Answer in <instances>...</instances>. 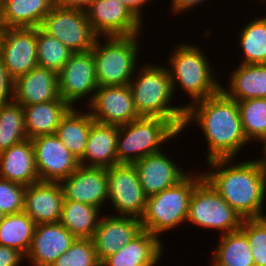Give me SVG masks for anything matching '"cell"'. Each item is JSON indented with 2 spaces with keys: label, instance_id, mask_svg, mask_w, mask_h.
<instances>
[{
  "label": "cell",
  "instance_id": "1",
  "mask_svg": "<svg viewBox=\"0 0 266 266\" xmlns=\"http://www.w3.org/2000/svg\"><path fill=\"white\" fill-rule=\"evenodd\" d=\"M183 129L199 124L207 142V160L234 159L248 140L244 135L238 103L222 90L205 99L185 104ZM237 154V155H236Z\"/></svg>",
  "mask_w": 266,
  "mask_h": 266
},
{
  "label": "cell",
  "instance_id": "2",
  "mask_svg": "<svg viewBox=\"0 0 266 266\" xmlns=\"http://www.w3.org/2000/svg\"><path fill=\"white\" fill-rule=\"evenodd\" d=\"M232 161V158L207 161L211 171L203 172V178L242 219L265 217L262 211L266 196V162L260 158L236 164Z\"/></svg>",
  "mask_w": 266,
  "mask_h": 266
},
{
  "label": "cell",
  "instance_id": "3",
  "mask_svg": "<svg viewBox=\"0 0 266 266\" xmlns=\"http://www.w3.org/2000/svg\"><path fill=\"white\" fill-rule=\"evenodd\" d=\"M136 81L129 82L134 106L140 117H159L169 120L182 132L185 120L184 106H171L173 90L170 74L164 66L142 65ZM134 81V82H133Z\"/></svg>",
  "mask_w": 266,
  "mask_h": 266
},
{
  "label": "cell",
  "instance_id": "4",
  "mask_svg": "<svg viewBox=\"0 0 266 266\" xmlns=\"http://www.w3.org/2000/svg\"><path fill=\"white\" fill-rule=\"evenodd\" d=\"M202 179V173H188L176 185L147 197L144 212L139 219L142 229L159 238L163 232L183 224L188 217L194 188Z\"/></svg>",
  "mask_w": 266,
  "mask_h": 266
},
{
  "label": "cell",
  "instance_id": "5",
  "mask_svg": "<svg viewBox=\"0 0 266 266\" xmlns=\"http://www.w3.org/2000/svg\"><path fill=\"white\" fill-rule=\"evenodd\" d=\"M199 47L186 43L177 45L168 63L173 93L178 84L192 99L191 104L217 94L222 86Z\"/></svg>",
  "mask_w": 266,
  "mask_h": 266
},
{
  "label": "cell",
  "instance_id": "6",
  "mask_svg": "<svg viewBox=\"0 0 266 266\" xmlns=\"http://www.w3.org/2000/svg\"><path fill=\"white\" fill-rule=\"evenodd\" d=\"M139 35L105 36L104 44L98 36L91 51L99 87L129 85L135 78L133 75L139 67Z\"/></svg>",
  "mask_w": 266,
  "mask_h": 266
},
{
  "label": "cell",
  "instance_id": "7",
  "mask_svg": "<svg viewBox=\"0 0 266 266\" xmlns=\"http://www.w3.org/2000/svg\"><path fill=\"white\" fill-rule=\"evenodd\" d=\"M181 132L169 121L159 117H140L118 126L117 164H133L142 158L161 151L162 143L177 137Z\"/></svg>",
  "mask_w": 266,
  "mask_h": 266
},
{
  "label": "cell",
  "instance_id": "8",
  "mask_svg": "<svg viewBox=\"0 0 266 266\" xmlns=\"http://www.w3.org/2000/svg\"><path fill=\"white\" fill-rule=\"evenodd\" d=\"M186 221L224 235L240 230L243 219L203 178L190 198Z\"/></svg>",
  "mask_w": 266,
  "mask_h": 266
},
{
  "label": "cell",
  "instance_id": "9",
  "mask_svg": "<svg viewBox=\"0 0 266 266\" xmlns=\"http://www.w3.org/2000/svg\"><path fill=\"white\" fill-rule=\"evenodd\" d=\"M76 52H88L94 47L98 35L87 20L86 12L66 9L55 4L43 18L39 27Z\"/></svg>",
  "mask_w": 266,
  "mask_h": 266
},
{
  "label": "cell",
  "instance_id": "10",
  "mask_svg": "<svg viewBox=\"0 0 266 266\" xmlns=\"http://www.w3.org/2000/svg\"><path fill=\"white\" fill-rule=\"evenodd\" d=\"M108 200L119 213L118 216H131L140 219L147 196L139 181L133 164L119 163L107 168Z\"/></svg>",
  "mask_w": 266,
  "mask_h": 266
},
{
  "label": "cell",
  "instance_id": "11",
  "mask_svg": "<svg viewBox=\"0 0 266 266\" xmlns=\"http://www.w3.org/2000/svg\"><path fill=\"white\" fill-rule=\"evenodd\" d=\"M98 87L92 51L73 53L58 72L59 96L71 107L88 95L90 103Z\"/></svg>",
  "mask_w": 266,
  "mask_h": 266
},
{
  "label": "cell",
  "instance_id": "12",
  "mask_svg": "<svg viewBox=\"0 0 266 266\" xmlns=\"http://www.w3.org/2000/svg\"><path fill=\"white\" fill-rule=\"evenodd\" d=\"M31 141L40 181L61 182L80 166L79 160L55 134L40 135Z\"/></svg>",
  "mask_w": 266,
  "mask_h": 266
},
{
  "label": "cell",
  "instance_id": "13",
  "mask_svg": "<svg viewBox=\"0 0 266 266\" xmlns=\"http://www.w3.org/2000/svg\"><path fill=\"white\" fill-rule=\"evenodd\" d=\"M36 28H4L0 32V56L15 80L38 66Z\"/></svg>",
  "mask_w": 266,
  "mask_h": 266
},
{
  "label": "cell",
  "instance_id": "14",
  "mask_svg": "<svg viewBox=\"0 0 266 266\" xmlns=\"http://www.w3.org/2000/svg\"><path fill=\"white\" fill-rule=\"evenodd\" d=\"M88 105L91 117L101 124L122 126L140 118L129 85L98 87Z\"/></svg>",
  "mask_w": 266,
  "mask_h": 266
},
{
  "label": "cell",
  "instance_id": "15",
  "mask_svg": "<svg viewBox=\"0 0 266 266\" xmlns=\"http://www.w3.org/2000/svg\"><path fill=\"white\" fill-rule=\"evenodd\" d=\"M85 12L92 29L100 38L130 36L142 31L143 23L118 0H96Z\"/></svg>",
  "mask_w": 266,
  "mask_h": 266
},
{
  "label": "cell",
  "instance_id": "16",
  "mask_svg": "<svg viewBox=\"0 0 266 266\" xmlns=\"http://www.w3.org/2000/svg\"><path fill=\"white\" fill-rule=\"evenodd\" d=\"M60 184L64 200L89 204L99 209L108 200L107 168L80 165Z\"/></svg>",
  "mask_w": 266,
  "mask_h": 266
},
{
  "label": "cell",
  "instance_id": "17",
  "mask_svg": "<svg viewBox=\"0 0 266 266\" xmlns=\"http://www.w3.org/2000/svg\"><path fill=\"white\" fill-rule=\"evenodd\" d=\"M75 237L60 223L36 224L25 259L31 266H50L65 253Z\"/></svg>",
  "mask_w": 266,
  "mask_h": 266
},
{
  "label": "cell",
  "instance_id": "18",
  "mask_svg": "<svg viewBox=\"0 0 266 266\" xmlns=\"http://www.w3.org/2000/svg\"><path fill=\"white\" fill-rule=\"evenodd\" d=\"M142 230L138 218L103 215L92 238L100 264L120 247L131 242Z\"/></svg>",
  "mask_w": 266,
  "mask_h": 266
},
{
  "label": "cell",
  "instance_id": "19",
  "mask_svg": "<svg viewBox=\"0 0 266 266\" xmlns=\"http://www.w3.org/2000/svg\"><path fill=\"white\" fill-rule=\"evenodd\" d=\"M162 151L150 154L133 163L147 197L176 185L188 174V171L182 170Z\"/></svg>",
  "mask_w": 266,
  "mask_h": 266
},
{
  "label": "cell",
  "instance_id": "20",
  "mask_svg": "<svg viewBox=\"0 0 266 266\" xmlns=\"http://www.w3.org/2000/svg\"><path fill=\"white\" fill-rule=\"evenodd\" d=\"M64 194L60 182L39 181L26 186L23 211L36 223H57Z\"/></svg>",
  "mask_w": 266,
  "mask_h": 266
},
{
  "label": "cell",
  "instance_id": "21",
  "mask_svg": "<svg viewBox=\"0 0 266 266\" xmlns=\"http://www.w3.org/2000/svg\"><path fill=\"white\" fill-rule=\"evenodd\" d=\"M13 87V100L22 106L50 102L60 97L58 73L40 66L17 77Z\"/></svg>",
  "mask_w": 266,
  "mask_h": 266
},
{
  "label": "cell",
  "instance_id": "22",
  "mask_svg": "<svg viewBox=\"0 0 266 266\" xmlns=\"http://www.w3.org/2000/svg\"><path fill=\"white\" fill-rule=\"evenodd\" d=\"M0 178L29 186L39 182L31 139L0 153Z\"/></svg>",
  "mask_w": 266,
  "mask_h": 266
},
{
  "label": "cell",
  "instance_id": "23",
  "mask_svg": "<svg viewBox=\"0 0 266 266\" xmlns=\"http://www.w3.org/2000/svg\"><path fill=\"white\" fill-rule=\"evenodd\" d=\"M118 126L94 122L88 135L83 158L85 167L109 168L117 164Z\"/></svg>",
  "mask_w": 266,
  "mask_h": 266
},
{
  "label": "cell",
  "instance_id": "24",
  "mask_svg": "<svg viewBox=\"0 0 266 266\" xmlns=\"http://www.w3.org/2000/svg\"><path fill=\"white\" fill-rule=\"evenodd\" d=\"M163 253L160 238L142 230L131 242L107 257L100 266H144Z\"/></svg>",
  "mask_w": 266,
  "mask_h": 266
},
{
  "label": "cell",
  "instance_id": "25",
  "mask_svg": "<svg viewBox=\"0 0 266 266\" xmlns=\"http://www.w3.org/2000/svg\"><path fill=\"white\" fill-rule=\"evenodd\" d=\"M71 108L61 97L50 102L23 105L27 139L55 134L61 119Z\"/></svg>",
  "mask_w": 266,
  "mask_h": 266
},
{
  "label": "cell",
  "instance_id": "26",
  "mask_svg": "<svg viewBox=\"0 0 266 266\" xmlns=\"http://www.w3.org/2000/svg\"><path fill=\"white\" fill-rule=\"evenodd\" d=\"M56 0H1L4 28H37Z\"/></svg>",
  "mask_w": 266,
  "mask_h": 266
},
{
  "label": "cell",
  "instance_id": "27",
  "mask_svg": "<svg viewBox=\"0 0 266 266\" xmlns=\"http://www.w3.org/2000/svg\"><path fill=\"white\" fill-rule=\"evenodd\" d=\"M229 87L221 90L231 99L266 98V64H240L229 80Z\"/></svg>",
  "mask_w": 266,
  "mask_h": 266
},
{
  "label": "cell",
  "instance_id": "28",
  "mask_svg": "<svg viewBox=\"0 0 266 266\" xmlns=\"http://www.w3.org/2000/svg\"><path fill=\"white\" fill-rule=\"evenodd\" d=\"M94 122L90 112L80 113L77 108L72 107L56 128L55 135L79 161L83 158L90 128Z\"/></svg>",
  "mask_w": 266,
  "mask_h": 266
},
{
  "label": "cell",
  "instance_id": "29",
  "mask_svg": "<svg viewBox=\"0 0 266 266\" xmlns=\"http://www.w3.org/2000/svg\"><path fill=\"white\" fill-rule=\"evenodd\" d=\"M100 210L89 204L64 200L59 222L75 238L92 239L100 221Z\"/></svg>",
  "mask_w": 266,
  "mask_h": 266
},
{
  "label": "cell",
  "instance_id": "30",
  "mask_svg": "<svg viewBox=\"0 0 266 266\" xmlns=\"http://www.w3.org/2000/svg\"><path fill=\"white\" fill-rule=\"evenodd\" d=\"M220 236L213 266H255L249 241L241 230Z\"/></svg>",
  "mask_w": 266,
  "mask_h": 266
},
{
  "label": "cell",
  "instance_id": "31",
  "mask_svg": "<svg viewBox=\"0 0 266 266\" xmlns=\"http://www.w3.org/2000/svg\"><path fill=\"white\" fill-rule=\"evenodd\" d=\"M35 228L36 223L24 211L4 215L0 222V245L13 248L26 256Z\"/></svg>",
  "mask_w": 266,
  "mask_h": 266
},
{
  "label": "cell",
  "instance_id": "32",
  "mask_svg": "<svg viewBox=\"0 0 266 266\" xmlns=\"http://www.w3.org/2000/svg\"><path fill=\"white\" fill-rule=\"evenodd\" d=\"M27 139L23 106L12 100L0 105V153Z\"/></svg>",
  "mask_w": 266,
  "mask_h": 266
},
{
  "label": "cell",
  "instance_id": "33",
  "mask_svg": "<svg viewBox=\"0 0 266 266\" xmlns=\"http://www.w3.org/2000/svg\"><path fill=\"white\" fill-rule=\"evenodd\" d=\"M239 39L243 52L240 64H266V16L247 23Z\"/></svg>",
  "mask_w": 266,
  "mask_h": 266
},
{
  "label": "cell",
  "instance_id": "34",
  "mask_svg": "<svg viewBox=\"0 0 266 266\" xmlns=\"http://www.w3.org/2000/svg\"><path fill=\"white\" fill-rule=\"evenodd\" d=\"M242 128L248 142L266 137V98L237 101Z\"/></svg>",
  "mask_w": 266,
  "mask_h": 266
},
{
  "label": "cell",
  "instance_id": "35",
  "mask_svg": "<svg viewBox=\"0 0 266 266\" xmlns=\"http://www.w3.org/2000/svg\"><path fill=\"white\" fill-rule=\"evenodd\" d=\"M38 66L58 73L68 61L73 51L39 27L36 28Z\"/></svg>",
  "mask_w": 266,
  "mask_h": 266
},
{
  "label": "cell",
  "instance_id": "36",
  "mask_svg": "<svg viewBox=\"0 0 266 266\" xmlns=\"http://www.w3.org/2000/svg\"><path fill=\"white\" fill-rule=\"evenodd\" d=\"M50 266H100L93 240L76 238L69 249Z\"/></svg>",
  "mask_w": 266,
  "mask_h": 266
},
{
  "label": "cell",
  "instance_id": "37",
  "mask_svg": "<svg viewBox=\"0 0 266 266\" xmlns=\"http://www.w3.org/2000/svg\"><path fill=\"white\" fill-rule=\"evenodd\" d=\"M240 230L249 241L255 266H266V215L243 219Z\"/></svg>",
  "mask_w": 266,
  "mask_h": 266
},
{
  "label": "cell",
  "instance_id": "38",
  "mask_svg": "<svg viewBox=\"0 0 266 266\" xmlns=\"http://www.w3.org/2000/svg\"><path fill=\"white\" fill-rule=\"evenodd\" d=\"M26 186L0 178V211L10 215L23 211Z\"/></svg>",
  "mask_w": 266,
  "mask_h": 266
},
{
  "label": "cell",
  "instance_id": "39",
  "mask_svg": "<svg viewBox=\"0 0 266 266\" xmlns=\"http://www.w3.org/2000/svg\"><path fill=\"white\" fill-rule=\"evenodd\" d=\"M13 85L14 80L9 76L0 56V105L13 100Z\"/></svg>",
  "mask_w": 266,
  "mask_h": 266
},
{
  "label": "cell",
  "instance_id": "40",
  "mask_svg": "<svg viewBox=\"0 0 266 266\" xmlns=\"http://www.w3.org/2000/svg\"><path fill=\"white\" fill-rule=\"evenodd\" d=\"M25 256L10 247L0 245V266H19Z\"/></svg>",
  "mask_w": 266,
  "mask_h": 266
},
{
  "label": "cell",
  "instance_id": "41",
  "mask_svg": "<svg viewBox=\"0 0 266 266\" xmlns=\"http://www.w3.org/2000/svg\"><path fill=\"white\" fill-rule=\"evenodd\" d=\"M96 0H56V4L66 9L85 11Z\"/></svg>",
  "mask_w": 266,
  "mask_h": 266
},
{
  "label": "cell",
  "instance_id": "42",
  "mask_svg": "<svg viewBox=\"0 0 266 266\" xmlns=\"http://www.w3.org/2000/svg\"><path fill=\"white\" fill-rule=\"evenodd\" d=\"M126 6L141 22H142V7L151 0H118Z\"/></svg>",
  "mask_w": 266,
  "mask_h": 266
},
{
  "label": "cell",
  "instance_id": "43",
  "mask_svg": "<svg viewBox=\"0 0 266 266\" xmlns=\"http://www.w3.org/2000/svg\"><path fill=\"white\" fill-rule=\"evenodd\" d=\"M171 9L172 11H174L173 13H179V12H187L188 9H191V7L193 8L196 7L198 4H202L204 3L203 1L205 0H171ZM202 2V3H201ZM196 5V6H195Z\"/></svg>",
  "mask_w": 266,
  "mask_h": 266
},
{
  "label": "cell",
  "instance_id": "44",
  "mask_svg": "<svg viewBox=\"0 0 266 266\" xmlns=\"http://www.w3.org/2000/svg\"><path fill=\"white\" fill-rule=\"evenodd\" d=\"M262 144H263V148H262V152H263V156H261L262 158H260L261 160L266 162V137L262 140Z\"/></svg>",
  "mask_w": 266,
  "mask_h": 266
},
{
  "label": "cell",
  "instance_id": "45",
  "mask_svg": "<svg viewBox=\"0 0 266 266\" xmlns=\"http://www.w3.org/2000/svg\"><path fill=\"white\" fill-rule=\"evenodd\" d=\"M163 253H161L153 262L149 263V264H146L144 266H155L156 263H158V261L161 259V256H162Z\"/></svg>",
  "mask_w": 266,
  "mask_h": 266
},
{
  "label": "cell",
  "instance_id": "46",
  "mask_svg": "<svg viewBox=\"0 0 266 266\" xmlns=\"http://www.w3.org/2000/svg\"><path fill=\"white\" fill-rule=\"evenodd\" d=\"M1 0H0V32L4 29L3 23H2V9H1Z\"/></svg>",
  "mask_w": 266,
  "mask_h": 266
},
{
  "label": "cell",
  "instance_id": "47",
  "mask_svg": "<svg viewBox=\"0 0 266 266\" xmlns=\"http://www.w3.org/2000/svg\"><path fill=\"white\" fill-rule=\"evenodd\" d=\"M4 214L0 211V222L2 221Z\"/></svg>",
  "mask_w": 266,
  "mask_h": 266
}]
</instances>
